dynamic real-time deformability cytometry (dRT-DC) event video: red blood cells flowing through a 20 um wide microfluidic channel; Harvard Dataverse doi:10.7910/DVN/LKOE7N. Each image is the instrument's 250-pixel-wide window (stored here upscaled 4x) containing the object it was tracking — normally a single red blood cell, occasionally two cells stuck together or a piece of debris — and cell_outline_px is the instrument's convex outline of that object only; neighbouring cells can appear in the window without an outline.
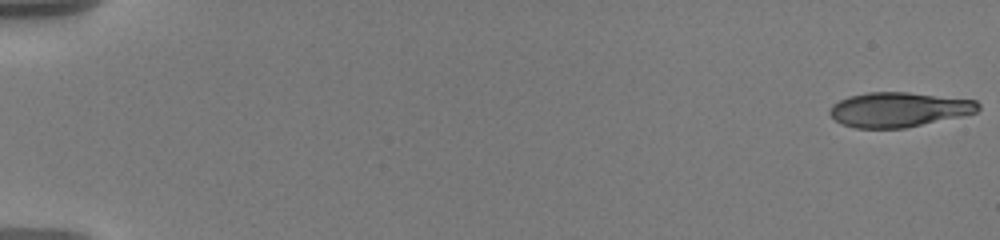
{"species": "human", "species_latin": "Homo sapiens", "temperature_condition": "warm", "stored_images_in_passage": 57, "camera_frame_rate_fps": 3000, "um_per_image_px": 0.085, "donor": {"sex": "male"}, "frame": {"image": 1, "passage_image": 1, "time_ms": 0.0, "image_size_px": [1000, 240], "cell_outline_px": [[980, 108], [976, 112], [960, 116], [904, 128], [856, 128], [840, 124], [828, 112], [832, 104], [848, 96], [868, 92], [908, 92], [976, 100], [980, 104]], "centroid_in_image_um": [76.36, 9.31], "position_along_channel_um": 8.6, "area_um2": 29.94}}
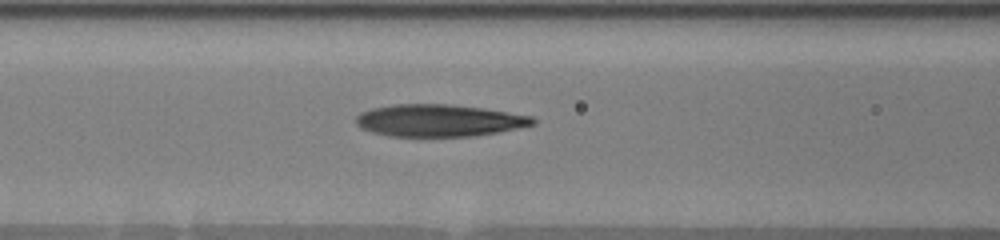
{"frame": {"image": 2, "passage_image": 26, "time_ms": 8.333, "image_size_px": [1000, 240], "cell_outline_px": [[536, 124], [500, 132], [476, 136], [388, 136], [372, 132], [360, 128], [356, 124], [356, 116], [360, 112], [372, 108], [392, 104], [452, 104], [484, 108], [532, 116], [536, 120]], "centroid_in_image_um": [37.32, 10.24], "position_along_channel_um": 129.3, "area_um2": 33.41}}
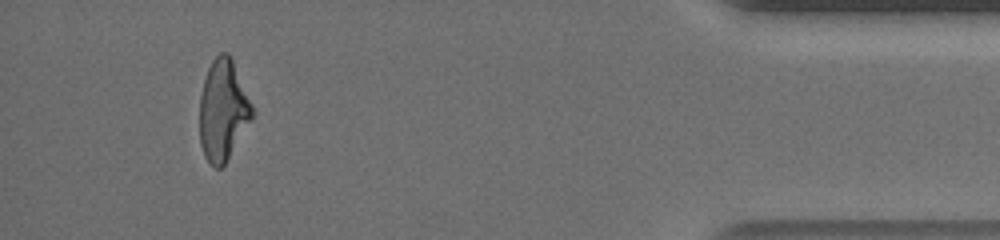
{"frame": {"image": 3, "passage_image": 54, "time_ms": 17.667, "image_size_px": [1000, 240], "cell_outline_px": [[256, 112], [252, 120], [224, 164], [220, 168], [216, 168], [204, 156], [200, 144], [200, 96], [204, 80], [208, 68], [212, 60], [220, 52], [228, 52], [232, 56]], "centroid_in_image_um": [18.98, 9.32], "position_along_channel_um": 416.2, "area_um2": 31.21}, "authors_computed_cell_mechanics": {"area_um2": 32.0212, "velocity_mm_per_s": 3.6302, "shape_relaxation_time_tau1_ms": 8.9602, "shape_relaxation_time_tau2_ms": 3.2103, "deformation_change_tau1": 0.2776, "deformation_change_tau2": 0.1434}}